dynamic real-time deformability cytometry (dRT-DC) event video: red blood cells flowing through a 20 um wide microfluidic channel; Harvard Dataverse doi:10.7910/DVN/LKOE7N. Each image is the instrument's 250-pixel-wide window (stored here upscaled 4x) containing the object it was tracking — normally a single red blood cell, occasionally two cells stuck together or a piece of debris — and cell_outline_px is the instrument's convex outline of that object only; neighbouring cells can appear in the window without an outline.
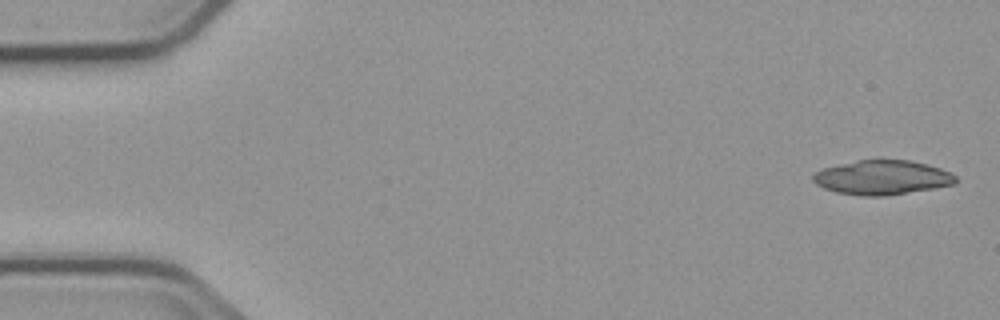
{"species": "common noctule bat (a hibernating species)", "species_latin": "Nyctalus noctula", "temperature_condition": "cold", "stored_images_in_passage": 6, "camera_frame_rate_fps": 3000, "um_per_image_px": 0.085, "animal": {"sex": "male", "body_mass_g": 23.1, "forearm_length_mm": 52.7}, "frame": {"image": 1, "passage_image": 1, "time_ms": 0.0, "image_size_px": [1000, 320], "cell_outline_px": [[956, 184], [936, 188], [884, 196], [860, 196], [836, 192], [824, 188], [816, 184], [812, 180], [812, 176], [816, 172], [824, 168], [856, 160], [908, 160], [940, 168], [956, 176]], "centroid_in_image_um": [74.97, 15.1], "position_along_channel_um": 10.0, "area_um2": 28.44}}